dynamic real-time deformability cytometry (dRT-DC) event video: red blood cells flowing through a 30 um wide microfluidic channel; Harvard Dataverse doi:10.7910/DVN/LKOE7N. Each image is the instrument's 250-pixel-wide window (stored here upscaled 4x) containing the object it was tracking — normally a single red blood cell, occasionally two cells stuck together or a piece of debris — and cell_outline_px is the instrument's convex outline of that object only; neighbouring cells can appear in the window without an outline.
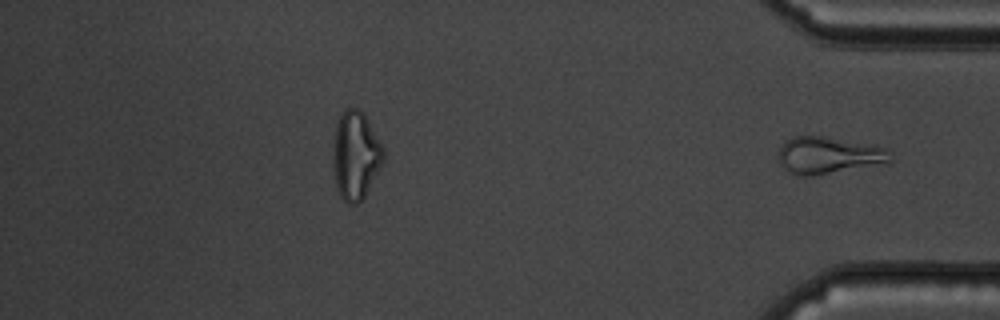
{"species": "common noctule bat (a hibernating species)", "species_latin": "Nyctalus noctula", "temperature_condition": "cold", "stored_images_in_passage": 40, "segment_of_instrument_passage": [2, 2], "camera_frame_rate_fps": 3000, "um_per_image_px": 0.085, "animal": {"sex": "male", "body_mass_g": 19.5, "forearm_length_mm": 54.6}, "frame": {"image": 1, "passage_image": 40, "time_ms": 13.0, "image_size_px": [1000, 320], "cell_outline_px": [[892, 160], [888, 164], [812, 176], [800, 176], [784, 168], [780, 164], [780, 148], [784, 140], [792, 136], [824, 136], [888, 148]], "centroid_in_image_um": [70.47, 13.21], "position_along_channel_um": 364.7, "area_um2": 24.28}}